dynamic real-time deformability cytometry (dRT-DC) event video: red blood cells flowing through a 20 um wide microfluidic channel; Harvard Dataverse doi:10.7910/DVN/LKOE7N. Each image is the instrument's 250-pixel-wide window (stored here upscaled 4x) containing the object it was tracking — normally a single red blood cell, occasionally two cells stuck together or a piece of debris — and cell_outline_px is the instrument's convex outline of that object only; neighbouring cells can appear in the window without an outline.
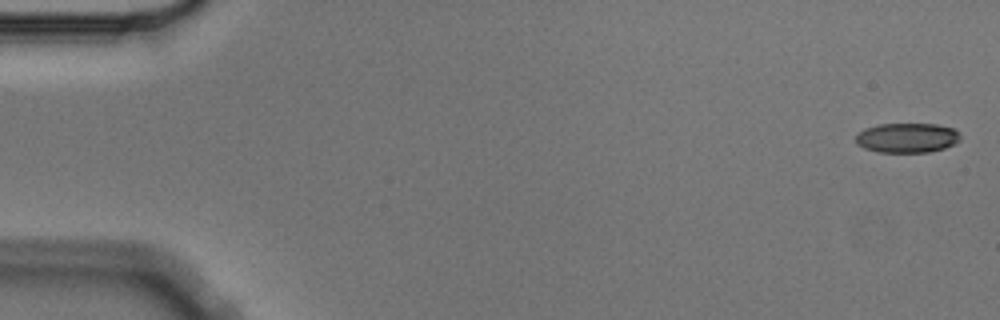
{"species": "Egyptian fruit bat (a non-hibernating species)", "species_latin": "Rousettus aegyptiacus", "temperature_condition": "cold", "stored_images_in_passage": 5, "camera_frame_rate_fps": 3000, "um_per_image_px": 0.085, "animal": {"sex": "male"}, "frame": {"image": 1, "passage_image": 1, "time_ms": 0.0, "image_size_px": [1000, 320], "cell_outline_px": [[960, 140], [956, 144], [944, 148], [928, 152], [876, 152], [864, 148], [856, 144], [856, 136], [864, 128], [880, 124], [936, 124], [952, 128], [960, 132]], "centroid_in_image_um": [77.11, 11.72], "position_along_channel_um": 7.9, "area_um2": 18.21}}
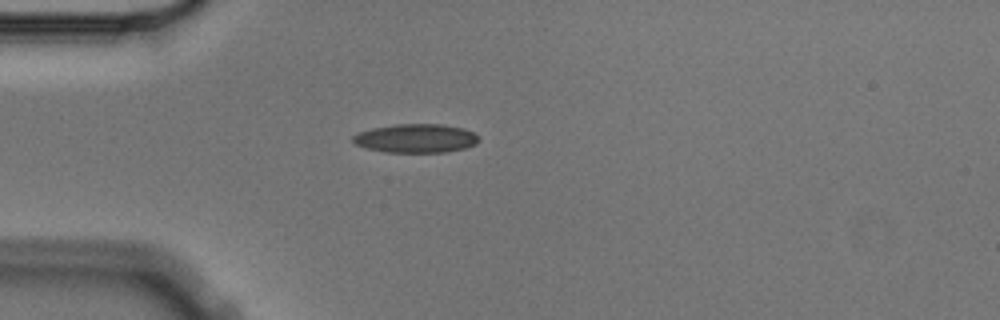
{"frame": {"image": 2, "passage_image": 5, "time_ms": 1.333, "image_size_px": [1000, 320], "cell_outline_px": [[480, 140], [476, 144], [464, 148], [444, 152], [384, 152], [368, 148], [356, 144], [352, 140], [352, 136], [360, 132], [372, 128], [396, 124], [440, 124], [464, 128], [480, 136]], "centroid_in_image_um": [35.38, 11.75], "position_along_channel_um": 49.6, "area_um2": 21.04}}